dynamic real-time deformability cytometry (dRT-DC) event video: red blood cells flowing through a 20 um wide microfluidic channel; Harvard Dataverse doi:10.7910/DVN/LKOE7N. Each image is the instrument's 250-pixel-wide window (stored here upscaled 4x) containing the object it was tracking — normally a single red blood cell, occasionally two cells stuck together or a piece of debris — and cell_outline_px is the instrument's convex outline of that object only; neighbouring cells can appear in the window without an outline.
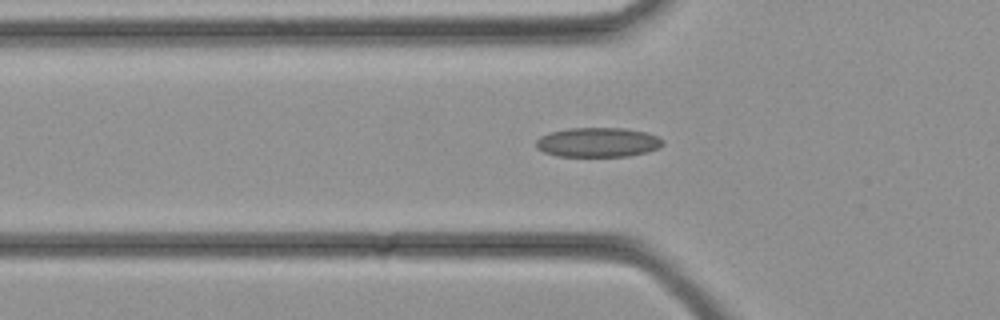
{"species": "common noctule bat (a hibernating species)", "species_latin": "Nyctalus noctula", "temperature_condition": "cold", "stored_images_in_passage": 23, "camera_frame_rate_fps": 3000, "um_per_image_px": 0.085, "animal": {"sex": "female", "body_mass_g": 21.9}, "frame": {"image": 1, "passage_image": 4, "time_ms": 1.0, "image_size_px": [1000, 320], "cell_outline_px": [[664, 144], [660, 148], [648, 152], [628, 156], [556, 156], [544, 152], [536, 148], [536, 140], [540, 136], [552, 132], [568, 128], [624, 128], [648, 132], [664, 140]], "centroid_in_image_um": [50.85, 12.1], "position_along_channel_um": 75.0, "area_um2": 21.96}}
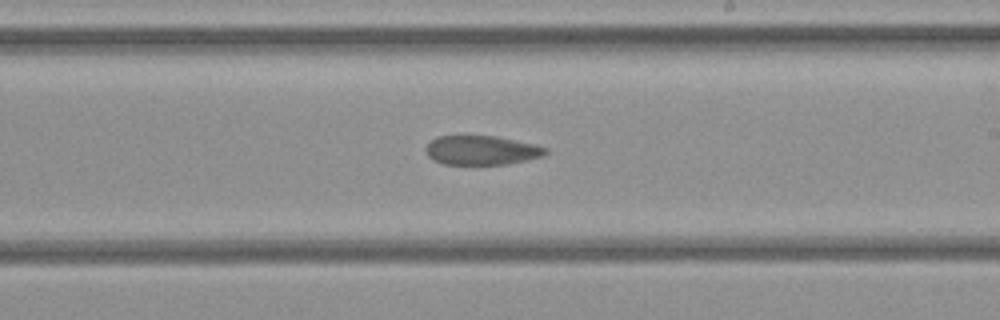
{"frame": {"image": 2, "passage_image": 13, "time_ms": 4.0, "image_size_px": [1000, 320], "cell_outline_px": [[548, 152], [544, 156], [508, 164], [444, 164], [432, 160], [428, 156], [424, 148], [436, 136], [496, 136], [536, 144], [548, 148]], "centroid_in_image_um": [40.95, 12.77], "position_along_channel_um": 248.1, "area_um2": 20.52}}
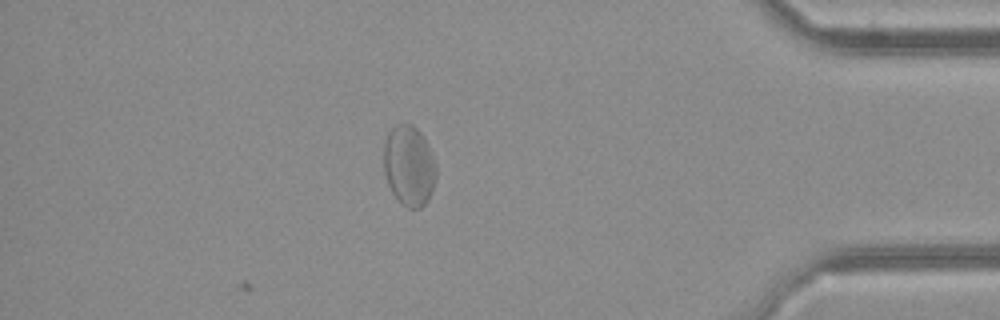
{"frame": {"image": 3, "passage_image": 23, "time_ms": 7.333, "image_size_px": [1000, 320], "cell_outline_px": [[436, 180], [432, 192], [428, 200], [420, 208], [408, 208], [392, 192], [388, 184], [384, 172], [384, 144], [388, 132], [396, 124], [412, 124], [420, 132], [428, 144], [436, 164]], "centroid_in_image_um": [34.78, 14.07], "position_along_channel_um": 400.4, "area_um2": 24.57}}